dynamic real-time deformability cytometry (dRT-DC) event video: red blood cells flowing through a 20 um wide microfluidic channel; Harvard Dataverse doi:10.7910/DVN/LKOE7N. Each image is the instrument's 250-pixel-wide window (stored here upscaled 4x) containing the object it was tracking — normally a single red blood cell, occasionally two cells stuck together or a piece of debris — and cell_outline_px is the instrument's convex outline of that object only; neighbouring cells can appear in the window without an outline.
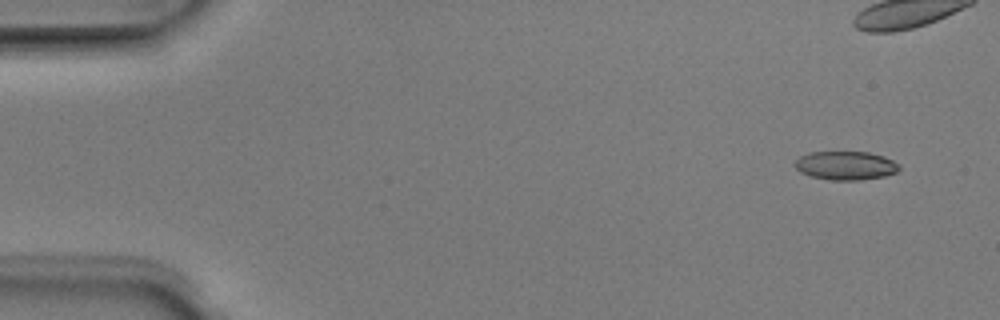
{"species": "Egyptian fruit bat (a non-hibernating species)", "species_latin": "Rousettus aegyptiacus", "temperature_condition": "room temperature", "stored_images_in_passage": 6, "camera_frame_rate_fps": 3000, "um_per_image_px": 0.085, "animal": {"sex": "male"}, "frame": {"image": 1, "passage_image": 2, "time_ms": 0.333, "image_size_px": [1000, 320], "cell_outline_px": [[900, 168], [896, 172], [884, 176], [860, 180], [828, 180], [812, 176], [800, 172], [792, 164], [800, 156], [808, 152], [868, 152], [884, 156], [900, 164]], "centroid_in_image_um": [71.87, 14.07], "position_along_channel_um": 13.1, "area_um2": 17.51}}